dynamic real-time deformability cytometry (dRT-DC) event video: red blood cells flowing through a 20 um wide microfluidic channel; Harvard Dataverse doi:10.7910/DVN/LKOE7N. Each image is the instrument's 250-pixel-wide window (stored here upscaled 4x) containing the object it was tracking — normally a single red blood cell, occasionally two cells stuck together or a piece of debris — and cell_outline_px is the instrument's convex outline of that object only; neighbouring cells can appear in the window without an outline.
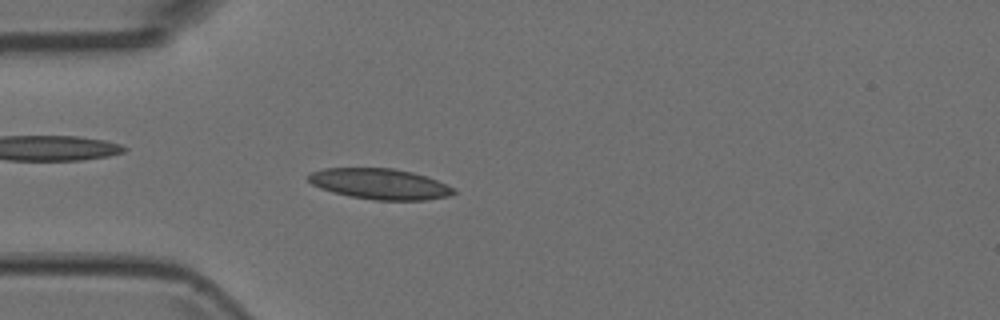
{"species": "Egyptian fruit bat (a non-hibernating species)", "species_latin": "Rousettus aegyptiacus", "temperature_condition": "room temperature", "stored_images_in_passage": 4, "camera_frame_rate_fps": 3000, "um_per_image_px": 0.085, "animal": {"sex": "female"}, "frame": {"image": 1, "passage_image": 4, "time_ms": 1.0, "image_size_px": [1000, 320], "cell_outline_px": [[456, 192], [448, 196], [428, 200], [372, 200], [348, 196], [332, 192], [320, 188], [312, 184], [308, 180], [308, 176], [312, 172], [324, 168], [392, 168], [412, 172], [436, 180], [456, 188]], "centroid_in_image_um": [32.29, 15.64], "position_along_channel_um": 52.7, "area_um2": 26.01}}